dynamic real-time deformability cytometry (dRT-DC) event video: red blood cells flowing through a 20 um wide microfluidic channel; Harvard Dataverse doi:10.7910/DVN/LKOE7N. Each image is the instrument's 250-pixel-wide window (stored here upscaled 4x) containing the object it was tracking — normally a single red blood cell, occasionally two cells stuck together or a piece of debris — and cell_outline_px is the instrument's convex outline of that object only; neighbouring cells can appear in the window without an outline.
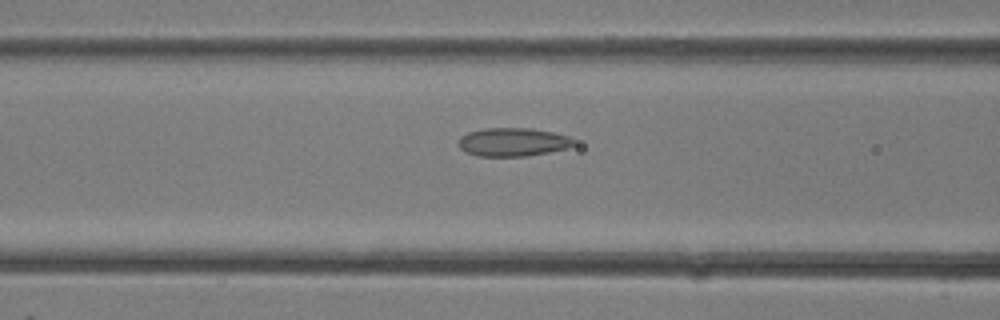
{"species": "common noctule bat (a hibernating species)", "species_latin": "Nyctalus noctula", "temperature_condition": "room temperature", "stored_images_in_passage": 34, "camera_frame_rate_fps": 3000, "um_per_image_px": 0.085, "animal": {"sex": "female"}, "frame": {"image": 1, "passage_image": 14, "time_ms": 4.333, "image_size_px": [1000, 320], "cell_outline_px": [[576, 144], [568, 148], [528, 156], [476, 156], [464, 152], [460, 148], [460, 136], [468, 132], [484, 128], [532, 128], [552, 132], [568, 136], [576, 140]], "centroid_in_image_um": [43.61, 12.07], "position_along_channel_um": 123.0, "area_um2": 19.25}}
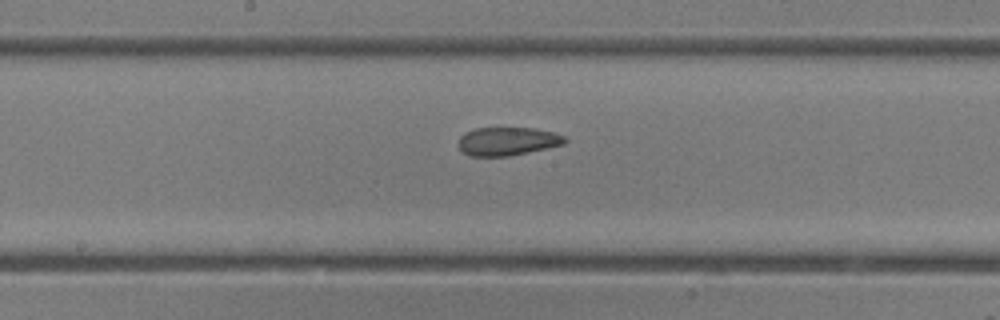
{"frame": {"image": 2, "passage_image": 18, "time_ms": 5.667, "image_size_px": [1000, 320], "cell_outline_px": [[568, 140], [564, 144], [548, 148], [508, 156], [472, 156], [464, 152], [456, 144], [460, 136], [464, 132], [476, 128], [536, 128], [552, 132], [564, 136]], "centroid_in_image_um": [43.12, 12.0], "position_along_channel_um": 205.1, "area_um2": 17.63}}
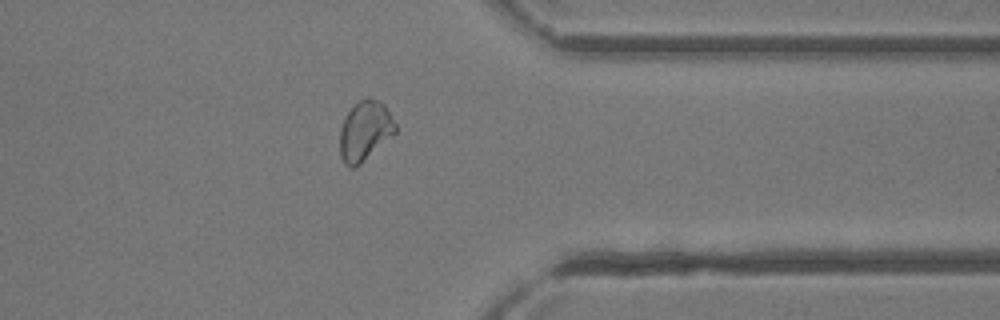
{"frame": {"image": 3, "passage_image": 27, "time_ms": 8.667, "image_size_px": [1000, 320], "cell_outline_px": [[396, 132], [356, 168], [348, 168], [344, 164], [340, 156], [340, 128], [344, 116], [360, 100], [380, 100], [384, 104], [396, 124]], "centroid_in_image_um": [31.0, 11.17], "position_along_channel_um": 380.4, "area_um2": 19.19}}